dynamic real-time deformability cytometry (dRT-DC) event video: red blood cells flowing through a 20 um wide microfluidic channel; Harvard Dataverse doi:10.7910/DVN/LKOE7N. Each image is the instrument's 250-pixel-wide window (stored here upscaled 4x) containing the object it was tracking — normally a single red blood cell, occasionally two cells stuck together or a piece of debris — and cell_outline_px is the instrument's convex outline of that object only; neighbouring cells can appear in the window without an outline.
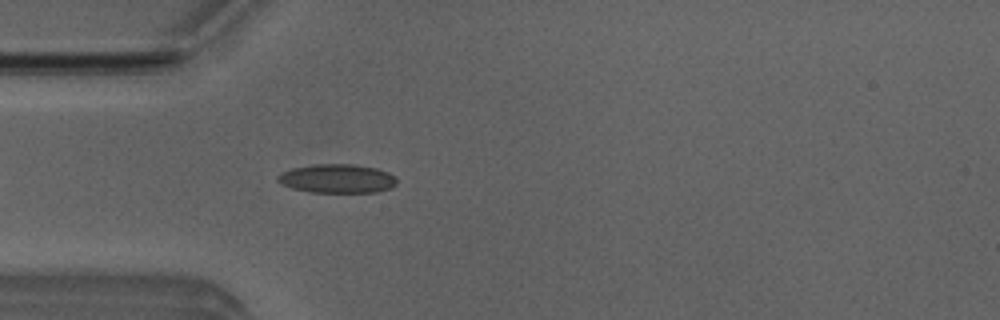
{"species": "Egyptian fruit bat (a non-hibernating species)", "species_latin": "Rousettus aegyptiacus", "temperature_condition": "room temperature", "stored_images_in_passage": 40, "camera_frame_rate_fps": 3000, "um_per_image_px": 0.085, "animal": {"sex": "male"}, "frame": {"image": 1, "passage_image": 4, "time_ms": 1.0, "image_size_px": [1000, 320], "cell_outline_px": [[396, 184], [392, 188], [376, 192], [308, 192], [292, 188], [280, 184], [276, 180], [276, 176], [292, 168], [316, 164], [352, 164], [376, 168], [388, 172], [396, 176]], "centroid_in_image_um": [28.66, 15.18], "position_along_channel_um": 56.3, "area_um2": 20.11}}
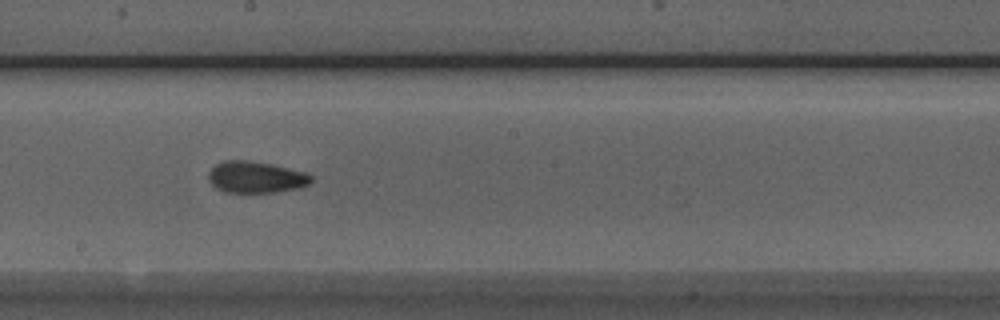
{"frame": {"image": 2, "passage_image": 17, "time_ms": 5.333, "image_size_px": [1000, 320], "cell_outline_px": [[312, 180], [308, 184], [300, 188], [276, 192], [224, 192], [216, 188], [208, 180], [208, 172], [216, 164], [224, 160], [244, 160], [272, 164], [308, 172], [312, 176]], "centroid_in_image_um": [21.76, 15.05], "position_along_channel_um": 226.4, "area_um2": 19.02}}
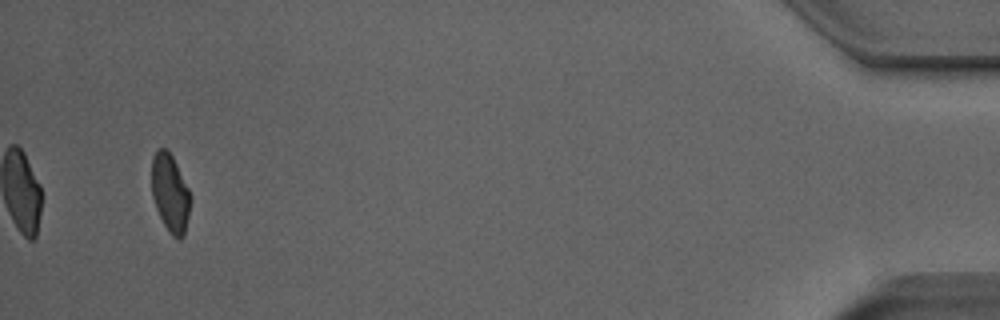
{"frame": {"image": 3, "passage_image": 38, "time_ms": 12.333, "image_size_px": [1000, 320], "cell_outline_px": [[192, 200], [184, 236], [180, 240], [172, 236], [164, 224], [156, 208], [152, 196], [152, 160], [156, 152], [160, 148], [164, 148], [172, 156], [192, 196]], "centroid_in_image_um": [14.49, 16.46], "position_along_channel_um": 420.7, "area_um2": 17.51}, "authors_computed_cell_mechanics": {"area_um2": 18.4382, "velocity_mm_per_s": 3.9985, "shape_relaxation_time_tau1_ms": 6.4661, "shape_relaxation_time_tau2_ms": 1.7352, "deformation_change_tau1": 0.1588, "deformation_change_tau2": 0.0697}}